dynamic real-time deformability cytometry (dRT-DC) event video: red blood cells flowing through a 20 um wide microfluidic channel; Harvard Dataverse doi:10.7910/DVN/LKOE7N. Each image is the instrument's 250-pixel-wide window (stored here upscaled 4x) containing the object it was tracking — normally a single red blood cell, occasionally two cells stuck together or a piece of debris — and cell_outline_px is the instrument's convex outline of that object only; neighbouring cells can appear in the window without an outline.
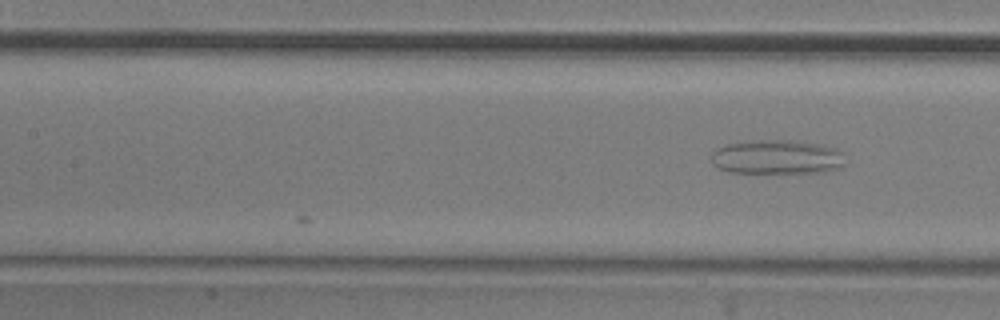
{"species": "common noctule bat (a hibernating species)", "species_latin": "Nyctalus noctula", "temperature_condition": "room temperature", "stored_images_in_passage": 23, "camera_frame_rate_fps": 3000, "um_per_image_px": 0.085, "animal": {"sex": "male", "body_mass_g": 20.5, "forearm_length_mm": 52.5}, "frame": {"image": 1, "passage_image": 23, "time_ms": 7.333, "image_size_px": [1000, 320], "cell_outline_px": [[844, 164], [836, 168], [816, 172], [728, 172], [712, 164], [712, 152], [716, 148], [728, 144], [752, 140], [788, 140], [824, 144], [836, 148], [840, 152]], "centroid_in_image_um": [66.0, 13.33], "position_along_channel_um": 141.4, "area_um2": 26.41}}